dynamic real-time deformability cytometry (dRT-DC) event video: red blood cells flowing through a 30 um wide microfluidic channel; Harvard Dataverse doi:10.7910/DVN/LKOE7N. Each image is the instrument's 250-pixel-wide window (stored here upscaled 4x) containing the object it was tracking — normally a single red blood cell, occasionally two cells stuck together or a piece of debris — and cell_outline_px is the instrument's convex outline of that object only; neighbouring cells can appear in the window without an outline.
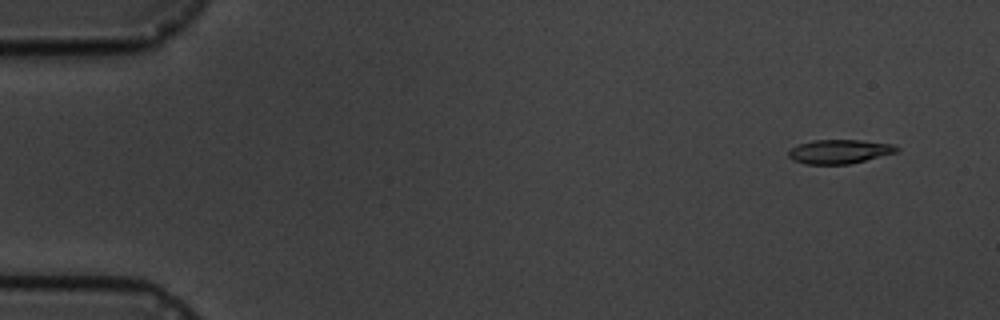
{"species": "common noctule bat (a hibernating species)", "species_latin": "Nyctalus noctula", "temperature_condition": "cold", "stored_images_in_passage": 7, "camera_frame_rate_fps": 3000, "um_per_image_px": 0.085, "animal": {"sex": "male", "body_mass_g": 19.5, "forearm_length_mm": 54.6}, "frame": {"image": 1, "passage_image": 2, "time_ms": 1.0, "image_size_px": [1000, 320], "cell_outline_px": [[900, 152], [848, 164], [804, 164], [792, 160], [788, 156], [788, 152], [792, 148], [800, 144], [812, 140], [860, 140], [892, 144], [900, 148]], "centroid_in_image_um": [71.37, 12.88], "position_along_channel_um": 13.6, "area_um2": 15.2}}
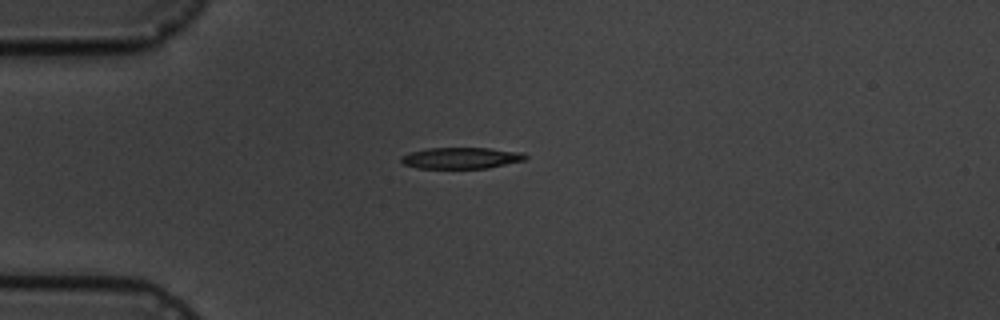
{"frame": {"image": 2, "passage_image": 5, "time_ms": 4.667, "image_size_px": [1000, 320], "cell_outline_px": [[528, 156], [524, 160], [488, 168], [416, 168], [404, 164], [400, 160], [400, 156], [412, 152], [428, 148], [488, 148], [524, 152]], "centroid_in_image_um": [39.21, 13.43], "position_along_channel_um": 45.8, "area_um2": 15.37}}
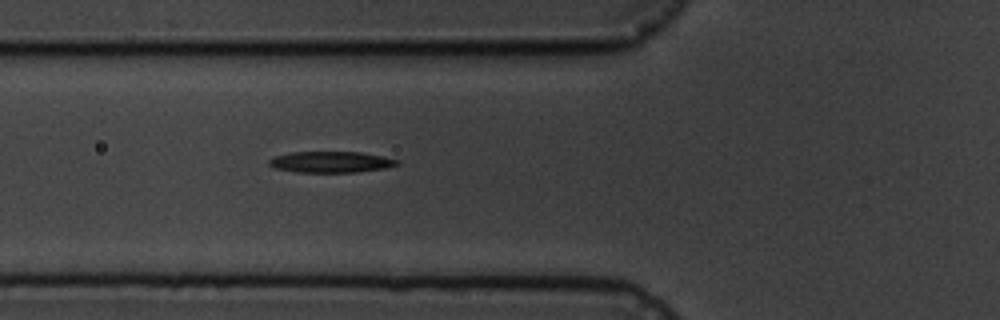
{"frame": {"image": 3, "passage_image": 7, "time_ms": 6.667, "image_size_px": [1000, 320], "cell_outline_px": [[400, 164], [388, 168], [356, 172], [296, 172], [276, 168], [268, 164], [268, 160], [276, 156], [288, 152], [360, 152], [384, 156], [400, 160]], "centroid_in_image_um": [28.18, 13.77], "position_along_channel_um": 97.6, "area_um2": 15.9}}